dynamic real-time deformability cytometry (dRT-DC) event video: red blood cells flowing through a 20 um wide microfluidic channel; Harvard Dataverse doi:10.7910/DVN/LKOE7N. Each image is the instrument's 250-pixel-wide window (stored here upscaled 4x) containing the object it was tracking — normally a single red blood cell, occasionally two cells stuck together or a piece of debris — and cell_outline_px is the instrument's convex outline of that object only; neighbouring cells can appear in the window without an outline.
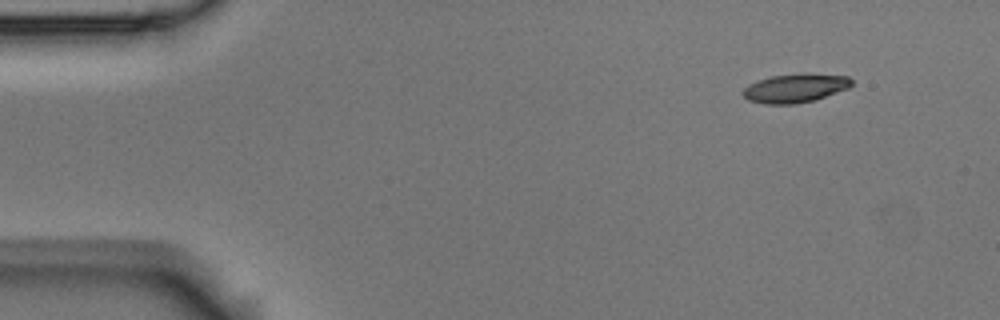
{"species": "Egyptian fruit bat (a non-hibernating species)", "species_latin": "Rousettus aegyptiacus", "temperature_condition": "room temperature", "stored_images_in_passage": 3, "camera_frame_rate_fps": 3000, "um_per_image_px": 0.085, "animal": {"sex": "male"}, "frame": {"image": 1, "passage_image": 1, "time_ms": 0.0, "image_size_px": [1000, 320], "cell_outline_px": [[852, 84], [848, 88], [816, 100], [796, 104], [764, 104], [748, 100], [740, 92], [748, 84], [772, 76], [804, 72], [848, 76], [852, 80]], "centroid_in_image_um": [67.59, 7.48], "position_along_channel_um": 17.4, "area_um2": 18.5}}